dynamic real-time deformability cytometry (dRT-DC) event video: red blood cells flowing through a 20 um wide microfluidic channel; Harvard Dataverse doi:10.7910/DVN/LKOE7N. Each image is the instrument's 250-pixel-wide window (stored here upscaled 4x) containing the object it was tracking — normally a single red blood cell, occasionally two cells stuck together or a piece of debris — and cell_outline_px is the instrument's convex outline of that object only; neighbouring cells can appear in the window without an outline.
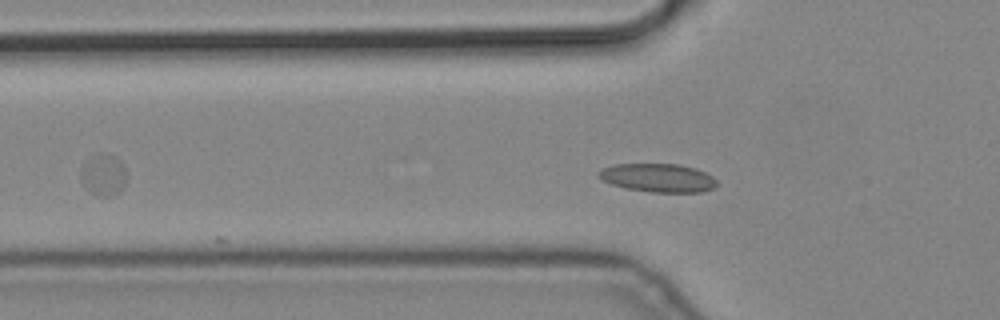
{"species": "common noctule bat (a hibernating species)", "species_latin": "Nyctalus noctula", "temperature_condition": "cold", "stored_images_in_passage": 10, "camera_frame_rate_fps": 3000, "um_per_image_px": 0.085, "animal": {"sex": "male", "body_mass_g": 19.2, "forearm_length_mm": 51.8}, "frame": {"image": 1, "passage_image": 4, "time_ms": 1.0, "image_size_px": [1000, 320], "cell_outline_px": [[716, 184], [712, 188], [704, 192], [652, 192], [628, 188], [612, 184], [600, 180], [596, 176], [596, 172], [600, 168], [612, 164], [680, 164], [696, 168], [712, 176], [716, 180]], "centroid_in_image_um": [55.87, 15.1], "position_along_channel_um": 69.9, "area_um2": 19.77}}
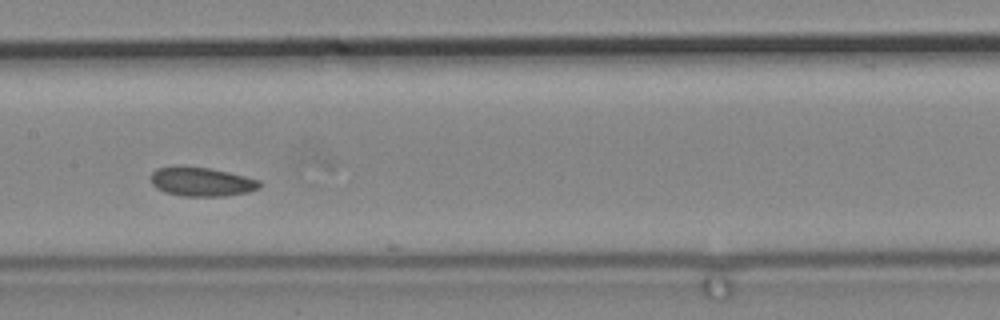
{"frame": {"image": 2, "passage_image": 7, "time_ms": 2.0, "image_size_px": [1000, 320], "cell_outline_px": [[260, 188], [248, 192], [224, 196], [184, 196], [164, 192], [156, 188], [152, 184], [148, 176], [156, 168], [208, 168], [228, 172], [260, 180]], "centroid_in_image_um": [17.12, 15.48], "position_along_channel_um": 190.3, "area_um2": 18.03}}
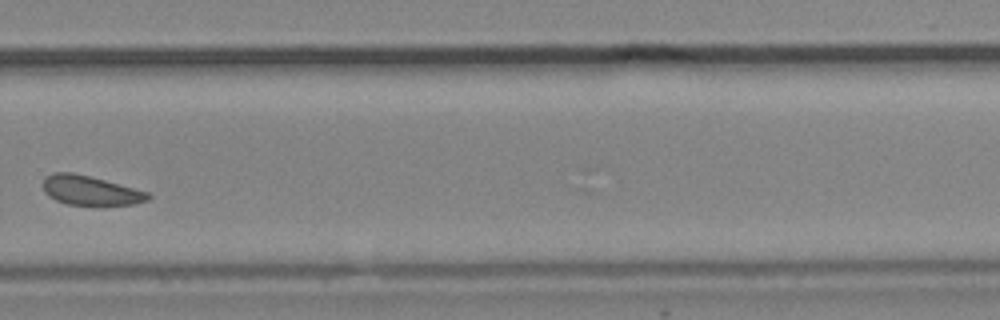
{"frame": {"image": 3, "passage_image": 10, "time_ms": 3.0, "image_size_px": [1000, 320], "cell_outline_px": [[152, 196], [148, 200], [132, 204], [104, 208], [92, 208], [68, 204], [56, 200], [48, 196], [44, 192], [40, 184], [44, 176], [56, 172], [72, 172], [104, 180], [148, 192]], "centroid_in_image_um": [7.65, 16.24], "position_along_channel_um": 322.2, "area_um2": 18.9}}